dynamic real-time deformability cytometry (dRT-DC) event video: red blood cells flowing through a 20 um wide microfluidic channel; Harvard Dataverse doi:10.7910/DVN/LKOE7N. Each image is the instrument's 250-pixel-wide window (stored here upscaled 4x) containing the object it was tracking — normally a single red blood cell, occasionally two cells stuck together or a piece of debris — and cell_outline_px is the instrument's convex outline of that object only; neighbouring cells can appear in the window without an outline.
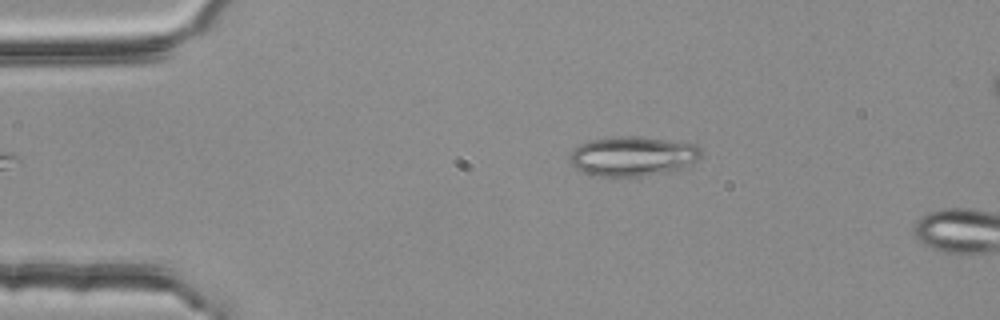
{"species": "common noctule bat (a hibernating species)", "species_latin": "Nyctalus noctula", "temperature_condition": "room temperature", "stored_images_in_passage": 3, "camera_frame_rate_fps": 3000, "um_per_image_px": 0.085, "animal": {"sex": "female", "body_mass_g": 25.1}, "frame": {"image": 1, "passage_image": 3, "time_ms": 0.667, "image_size_px": [1000, 320], "cell_outline_px": [[700, 156], [692, 164], [684, 168], [640, 176], [600, 176], [576, 168], [568, 160], [572, 148], [580, 144], [592, 140], [620, 136], [636, 136], [696, 144], [700, 148]], "centroid_in_image_um": [53.77, 13.26], "position_along_channel_um": 31.2, "area_um2": 29.94}}